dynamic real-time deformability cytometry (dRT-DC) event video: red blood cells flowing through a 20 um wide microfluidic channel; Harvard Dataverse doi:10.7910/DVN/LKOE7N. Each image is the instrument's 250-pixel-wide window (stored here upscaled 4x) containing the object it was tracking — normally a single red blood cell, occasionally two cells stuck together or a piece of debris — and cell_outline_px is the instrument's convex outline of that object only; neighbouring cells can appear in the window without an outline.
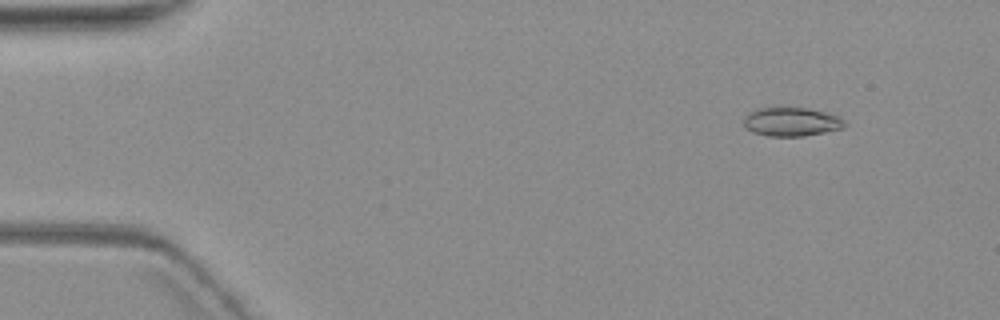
{"species": "common noctule bat (a hibernating species)", "species_latin": "Nyctalus noctula", "temperature_condition": "warm", "stored_images_in_passage": 4, "camera_frame_rate_fps": 3000, "um_per_image_px": 0.085, "animal": {"sex": "female", "body_mass_g": 19.3, "forearm_length_mm": 54.1}, "frame": {"image": 1, "passage_image": 2, "time_ms": 1.0, "image_size_px": [1000, 320], "cell_outline_px": [[848, 124], [840, 128], [824, 132], [804, 136], [768, 136], [752, 132], [744, 128], [744, 116], [748, 112], [756, 108], [776, 104], [808, 108], [840, 116]], "centroid_in_image_um": [67.2, 10.3], "position_along_channel_um": 17.8, "area_um2": 17.74}}
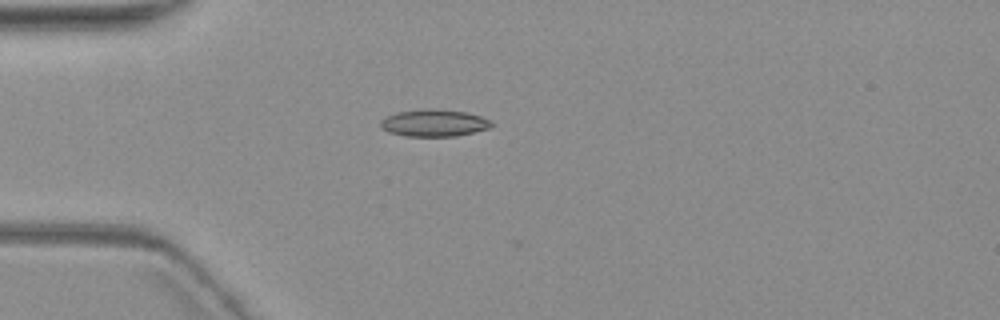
{"frame": {"image": 2, "passage_image": 4, "time_ms": 4.333, "image_size_px": [1000, 320], "cell_outline_px": [[496, 124], [488, 128], [456, 136], [404, 136], [388, 132], [380, 128], [380, 120], [396, 112], [464, 112], [480, 116], [492, 120]], "centroid_in_image_um": [36.9, 10.52], "position_along_channel_um": 48.1, "area_um2": 16.53}}